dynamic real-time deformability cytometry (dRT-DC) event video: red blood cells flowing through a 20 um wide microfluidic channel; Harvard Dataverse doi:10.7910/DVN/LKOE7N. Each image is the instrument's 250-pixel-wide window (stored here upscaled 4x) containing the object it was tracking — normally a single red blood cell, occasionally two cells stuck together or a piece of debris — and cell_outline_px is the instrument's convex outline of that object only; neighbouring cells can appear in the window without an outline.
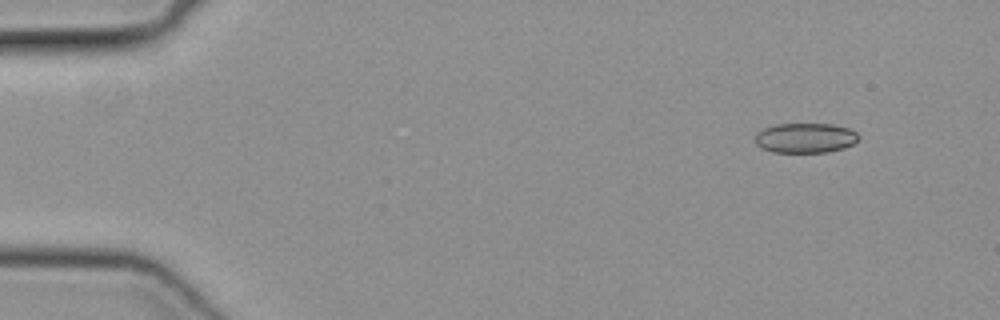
{"species": "common noctule bat (a hibernating species)", "species_latin": "Nyctalus noctula", "temperature_condition": "cold", "stored_images_in_passage": 46, "camera_frame_rate_fps": 3000, "um_per_image_px": 0.085, "animal": {"sex": "female", "body_mass_g": 19.3, "forearm_length_mm": 54.1}, "frame": {"image": 1, "passage_image": 1, "time_ms": 0.0, "image_size_px": [1000, 320], "cell_outline_px": [[860, 136], [852, 144], [844, 148], [828, 152], [772, 152], [760, 148], [756, 144], [756, 132], [764, 128], [776, 124], [832, 124], [848, 128], [856, 132]], "centroid_in_image_um": [68.43, 11.73], "position_along_channel_um": 16.6, "area_um2": 18.03}}
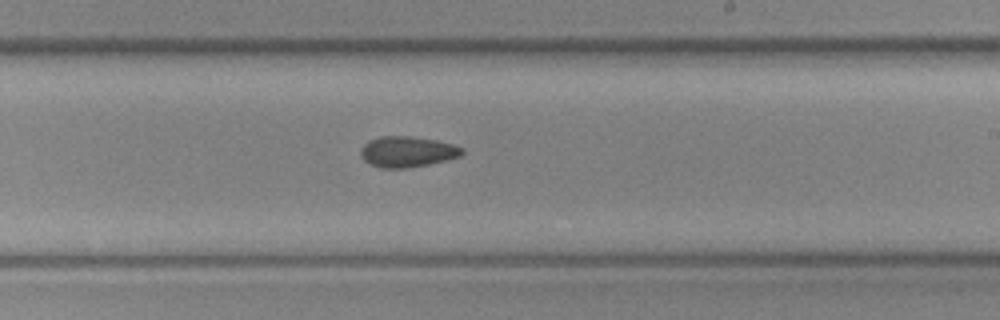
{"frame": {"image": 2, "passage_image": 26, "time_ms": 8.333, "image_size_px": [1000, 320], "cell_outline_px": [[464, 152], [460, 156], [448, 160], [428, 164], [404, 168], [380, 168], [368, 164], [360, 156], [360, 148], [368, 140], [380, 136], [408, 136], [436, 140], [452, 144], [464, 148]], "centroid_in_image_um": [34.59, 12.9], "position_along_channel_um": 254.4, "area_um2": 18.32}}
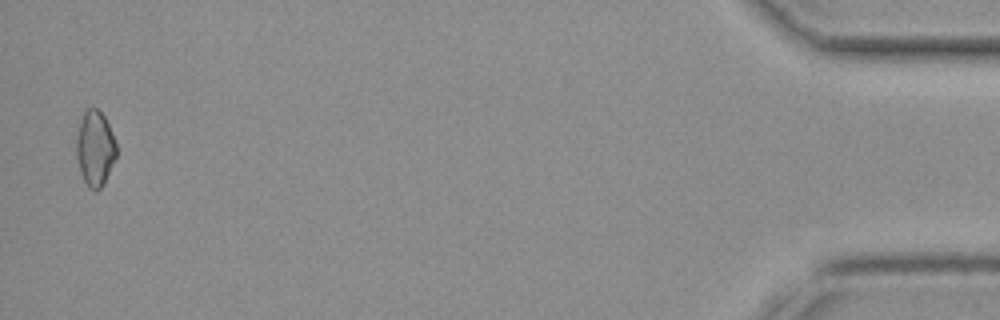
{"frame": {"image": 3, "passage_image": 45, "time_ms": 14.667, "image_size_px": [1000, 320], "cell_outline_px": [[116, 156], [104, 184], [96, 192], [88, 188], [80, 172], [76, 156], [76, 136], [84, 112], [88, 108], [96, 108], [104, 116], [112, 132], [116, 144]], "centroid_in_image_um": [8.07, 12.65], "position_along_channel_um": 427.1, "area_um2": 17.51}}